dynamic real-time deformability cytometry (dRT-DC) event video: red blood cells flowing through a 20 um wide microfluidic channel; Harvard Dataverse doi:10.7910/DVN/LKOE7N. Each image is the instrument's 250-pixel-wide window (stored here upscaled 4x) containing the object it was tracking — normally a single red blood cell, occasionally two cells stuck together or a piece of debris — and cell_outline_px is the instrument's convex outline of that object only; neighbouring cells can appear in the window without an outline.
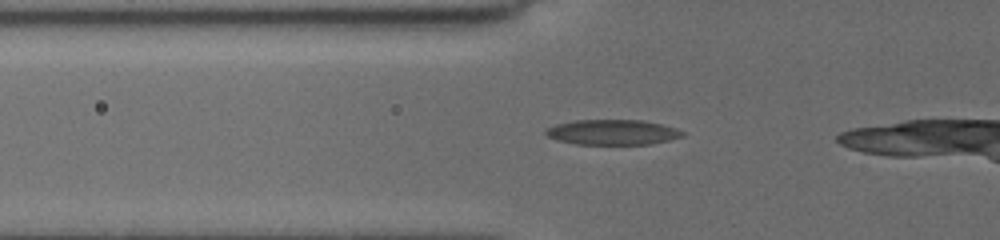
{"species": "common noctule bat (a hibernating species)", "species_latin": "Nyctalus noctula", "temperature_condition": "cold", "stored_images_in_passage": 12, "camera_frame_rate_fps": 3000, "um_per_image_px": 0.085, "animal": {"sex": "female", "body_mass_g": 19.5, "forearm_length_mm": 54.1}, "frame": {"image": 1, "passage_image": 6, "time_ms": 1.667, "image_size_px": [1000, 240], "cell_outline_px": [[684, 136], [652, 144], [576, 144], [556, 140], [548, 136], [544, 132], [548, 128], [556, 124], [576, 120], [640, 120], [660, 124], [676, 128], [684, 132]], "centroid_in_image_um": [52.06, 11.24], "position_along_channel_um": 73.7, "area_um2": 19.94}}
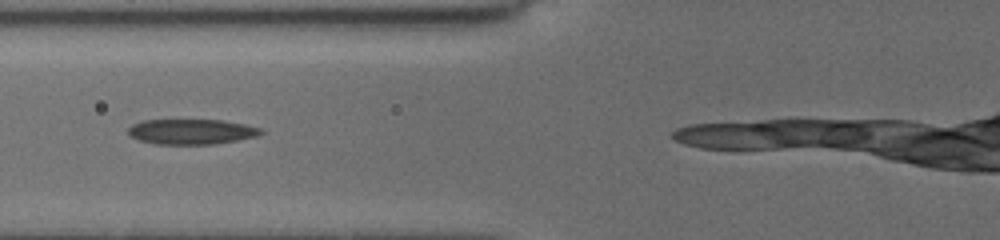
{"frame": {"image": 2, "passage_image": 9, "time_ms": 2.667, "image_size_px": [1000, 240], "cell_outline_px": [[264, 132], [256, 136], [216, 144], [156, 144], [140, 140], [132, 136], [128, 132], [128, 128], [132, 124], [144, 120], [224, 120], [244, 124], [260, 128]], "centroid_in_image_um": [16.27, 11.19], "position_along_channel_um": 109.5, "area_um2": 19.36}}